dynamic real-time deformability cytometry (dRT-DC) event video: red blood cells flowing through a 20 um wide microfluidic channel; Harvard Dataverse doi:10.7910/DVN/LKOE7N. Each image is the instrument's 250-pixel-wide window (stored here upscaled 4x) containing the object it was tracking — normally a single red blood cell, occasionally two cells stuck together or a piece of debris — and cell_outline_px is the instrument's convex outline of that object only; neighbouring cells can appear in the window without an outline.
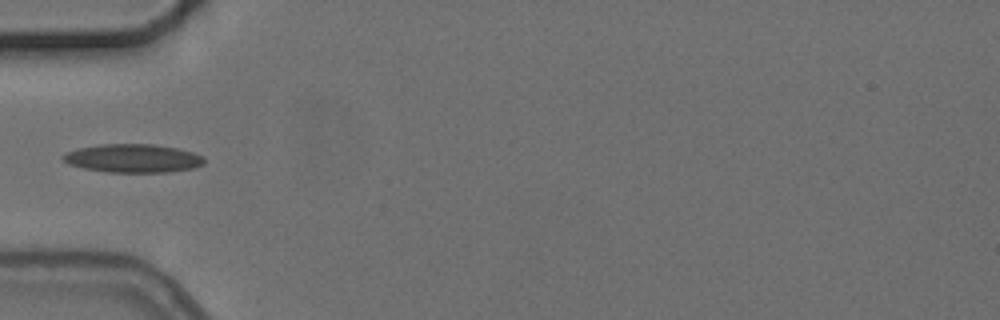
{"species": "common noctule bat (a hibernating species)", "species_latin": "Nyctalus noctula", "temperature_condition": "cold", "stored_images_in_passage": 3, "camera_frame_rate_fps": 3000, "um_per_image_px": 0.085, "animal": {"sex": "female", "body_mass_g": 24.6, "forearm_length_mm": 56.2}, "frame": {"image": 1, "passage_image": 2, "time_ms": 1.333, "image_size_px": [1000, 320], "cell_outline_px": [[204, 164], [192, 168], [168, 172], [108, 172], [84, 168], [68, 164], [60, 156], [64, 152], [76, 148], [100, 144], [156, 144], [176, 148], [192, 152], [204, 156]], "centroid_in_image_um": [11.27, 13.45], "position_along_channel_um": 73.7, "area_um2": 23.52}}
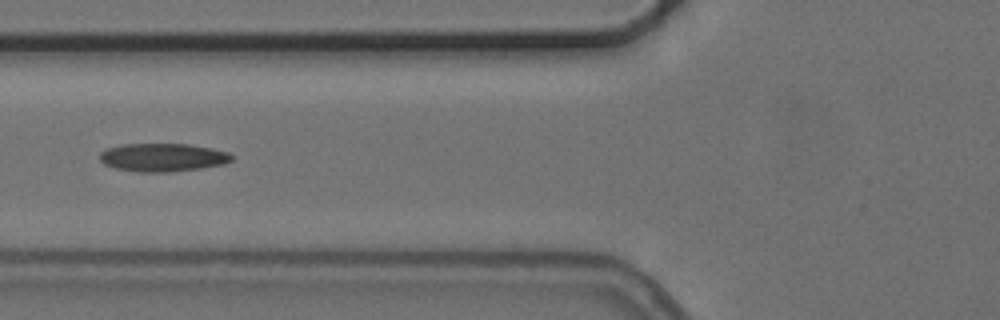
{"frame": {"image": 2, "passage_image": 3, "time_ms": 2.333, "image_size_px": [1000, 320], "cell_outline_px": [[232, 160], [224, 164], [200, 168], [168, 172], [136, 172], [116, 168], [104, 164], [100, 160], [100, 152], [108, 148], [124, 144], [188, 144], [212, 148], [228, 152], [232, 156]], "centroid_in_image_um": [13.83, 13.38], "position_along_channel_um": 112.0, "area_um2": 21.62}}